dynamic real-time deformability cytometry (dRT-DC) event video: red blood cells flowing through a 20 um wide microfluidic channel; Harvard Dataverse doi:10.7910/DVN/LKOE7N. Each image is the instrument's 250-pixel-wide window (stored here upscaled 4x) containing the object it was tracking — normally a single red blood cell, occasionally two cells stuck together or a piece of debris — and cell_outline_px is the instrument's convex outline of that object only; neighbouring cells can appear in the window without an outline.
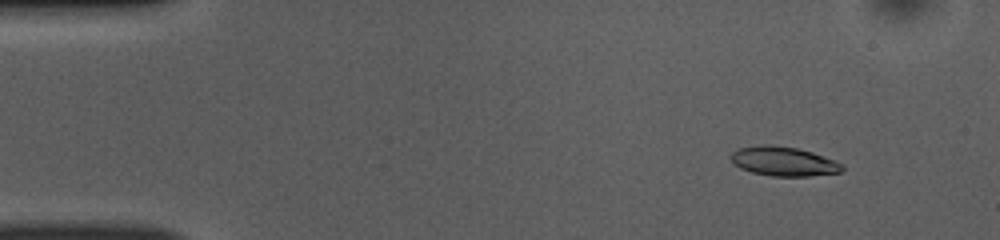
{"species": "common noctule bat (a hibernating species)", "species_latin": "Nyctalus noctula", "temperature_condition": "room temperature", "stored_images_in_passage": 51, "camera_frame_rate_fps": 3000, "um_per_image_px": 0.085, "animal": {"sex": "female", "body_mass_g": 10.0, "forearm_length_mm": 53.1}, "frame": {"image": 1, "passage_image": 6, "time_ms": 1.667, "image_size_px": [1000, 240], "cell_outline_px": [[844, 168], [840, 172], [808, 176], [772, 176], [752, 172], [740, 168], [728, 156], [732, 152], [740, 148], [760, 144], [768, 144], [796, 148], [812, 152], [836, 160], [844, 164]], "centroid_in_image_um": [66.62, 13.71], "position_along_channel_um": 18.4, "area_um2": 19.02}}
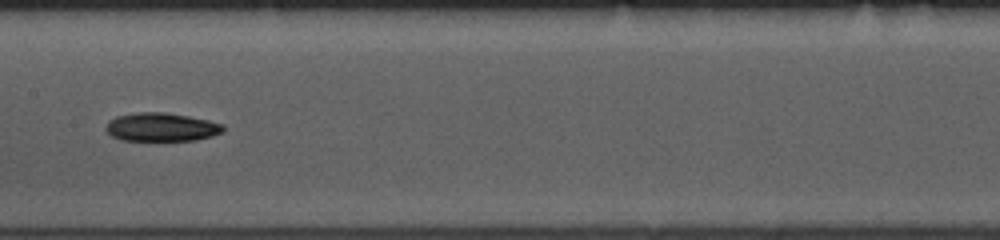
{"frame": {"image": 2, "passage_image": 26, "time_ms": 8.333, "image_size_px": [1000, 240], "cell_outline_px": [[224, 132], [212, 136], [196, 140], [120, 140], [112, 136], [104, 128], [108, 120], [116, 116], [136, 112], [164, 112], [188, 116], [208, 120], [224, 124]], "centroid_in_image_um": [13.71, 10.8], "position_along_channel_um": 193.7, "area_um2": 19.59}}
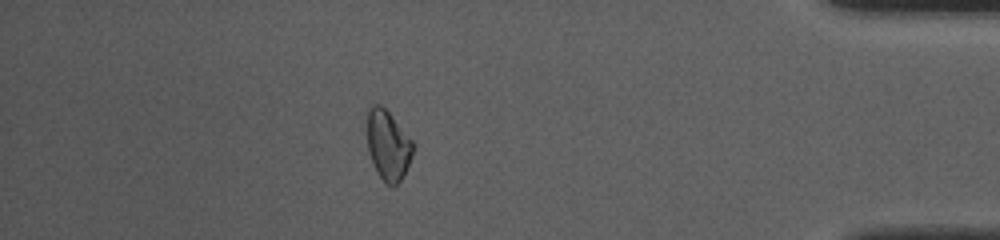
{"frame": {"image": 3, "passage_image": 45, "time_ms": 14.667, "image_size_px": [1000, 240], "cell_outline_px": [[416, 148], [400, 180], [392, 188], [376, 172], [368, 152], [364, 112], [368, 104], [380, 104], [388, 112], [412, 140]], "centroid_in_image_um": [32.91, 12.26], "position_along_channel_um": 402.3, "area_um2": 19.19}, "authors_computed_cell_mechanics": {"area_um2": 19.1896, "velocity_mm_per_s": 3.9557, "shape_relaxation_time_tau1_ms": 4.3327, "shape_relaxation_time_tau2_ms": null, "deformation_change_tau1": 0.117, "deformation_change_tau2": null}}